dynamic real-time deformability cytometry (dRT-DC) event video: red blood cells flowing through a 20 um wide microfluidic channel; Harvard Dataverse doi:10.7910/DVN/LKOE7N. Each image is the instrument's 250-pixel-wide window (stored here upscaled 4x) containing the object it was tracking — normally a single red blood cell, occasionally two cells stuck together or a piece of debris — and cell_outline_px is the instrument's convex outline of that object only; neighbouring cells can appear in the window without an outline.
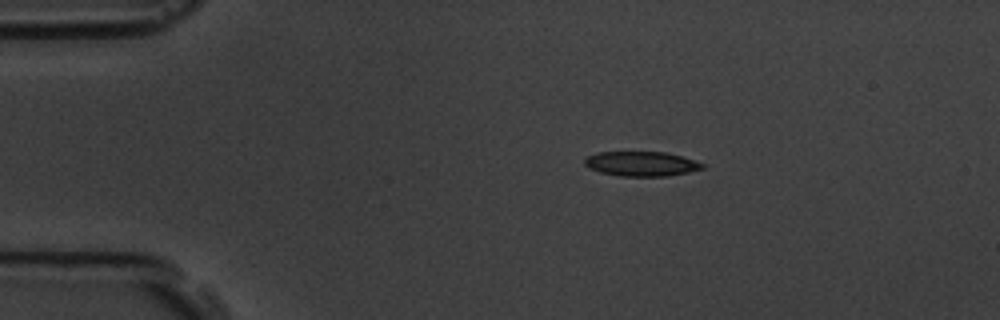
{"species": "common noctule bat (a hibernating species)", "species_latin": "Nyctalus noctula", "temperature_condition": "room temperature", "stored_images_in_passage": 3, "camera_frame_rate_fps": 3000, "um_per_image_px": 0.085, "animal": {"sex": "male", "body_mass_g": 19.5, "forearm_length_mm": 54.6}, "frame": {"image": 1, "passage_image": 2, "time_ms": 1.0, "image_size_px": [1000, 320], "cell_outline_px": [[704, 168], [688, 172], [668, 176], [620, 176], [600, 172], [588, 168], [584, 164], [584, 160], [588, 156], [596, 152], [664, 152], [680, 156], [704, 164]], "centroid_in_image_um": [54.47, 13.92], "position_along_channel_um": 30.5, "area_um2": 16.82}}